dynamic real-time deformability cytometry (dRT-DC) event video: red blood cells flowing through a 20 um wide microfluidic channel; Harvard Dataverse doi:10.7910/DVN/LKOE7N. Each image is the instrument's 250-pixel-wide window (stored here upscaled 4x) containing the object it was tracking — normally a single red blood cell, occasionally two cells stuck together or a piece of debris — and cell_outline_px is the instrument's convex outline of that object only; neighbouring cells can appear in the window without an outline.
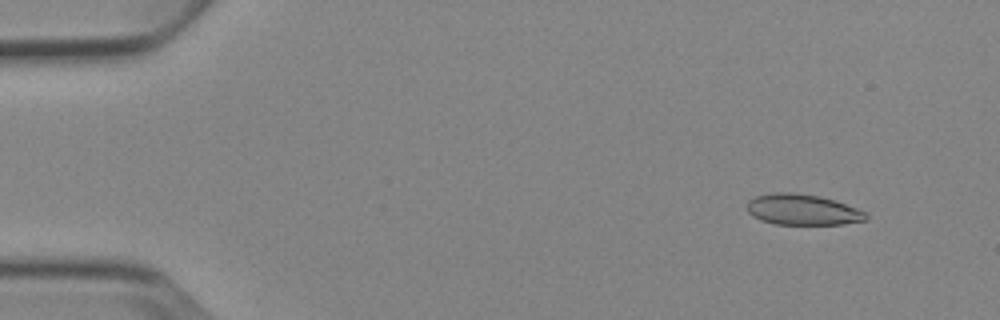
{"species": "Egyptian fruit bat (a non-hibernating species)", "species_latin": "Rousettus aegyptiacus", "temperature_condition": "cold", "stored_images_in_passage": 53, "camera_frame_rate_fps": 3000, "um_per_image_px": 0.085, "animal": {"sex": "female"}, "frame": {"image": 1, "passage_image": 5, "time_ms": 1.333, "image_size_px": [1000, 320], "cell_outline_px": [[868, 220], [844, 224], [776, 224], [760, 220], [752, 216], [748, 212], [748, 200], [756, 196], [776, 192], [788, 192], [820, 196], [856, 208], [864, 212], [868, 216]], "centroid_in_image_um": [68.2, 17.83], "position_along_channel_um": 16.8, "area_um2": 21.15}}
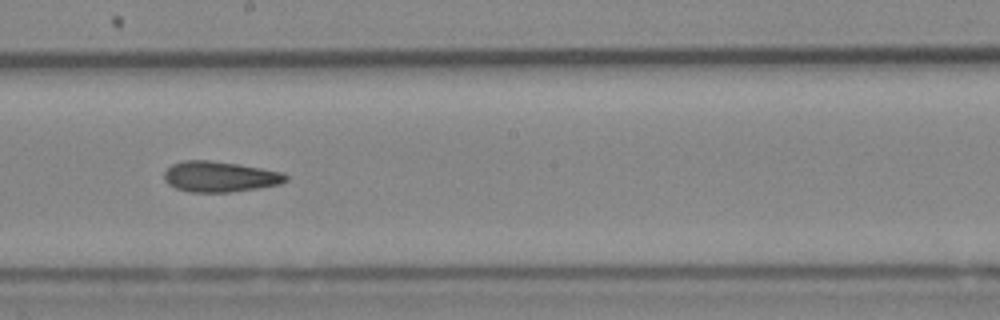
{"frame": {"image": 2, "passage_image": 30, "time_ms": 9.667, "image_size_px": [1000, 320], "cell_outline_px": [[288, 180], [280, 184], [256, 188], [228, 192], [188, 192], [176, 188], [168, 184], [164, 180], [164, 172], [172, 164], [184, 160], [208, 160], [236, 164], [284, 172], [288, 176]], "centroid_in_image_um": [18.67, 15.02], "position_along_channel_um": 229.5, "area_um2": 21.62}}
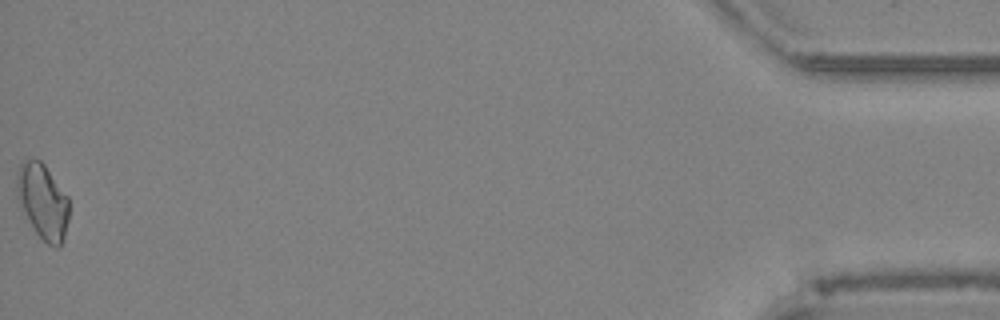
{"frame": {"image": 3, "passage_image": 53, "time_ms": 17.333, "image_size_px": [1000, 320], "cell_outline_px": [[68, 220], [64, 240], [60, 248], [56, 248], [48, 244], [36, 232], [20, 204], [16, 196], [16, 172], [20, 164], [24, 160], [40, 160], [44, 164], [68, 196]], "centroid_in_image_um": [3.64, 17.11], "position_along_channel_um": 431.6, "area_um2": 22.77}, "authors_computed_cell_mechanics": {"area_um2": 21.5016, "velocity_mm_per_s": 3.8557, "shape_relaxation_time_tau1_ms": null, "shape_relaxation_time_tau2_ms": 6.0536, "deformation_change_tau1": null, "deformation_change_tau2": 0.1375}}